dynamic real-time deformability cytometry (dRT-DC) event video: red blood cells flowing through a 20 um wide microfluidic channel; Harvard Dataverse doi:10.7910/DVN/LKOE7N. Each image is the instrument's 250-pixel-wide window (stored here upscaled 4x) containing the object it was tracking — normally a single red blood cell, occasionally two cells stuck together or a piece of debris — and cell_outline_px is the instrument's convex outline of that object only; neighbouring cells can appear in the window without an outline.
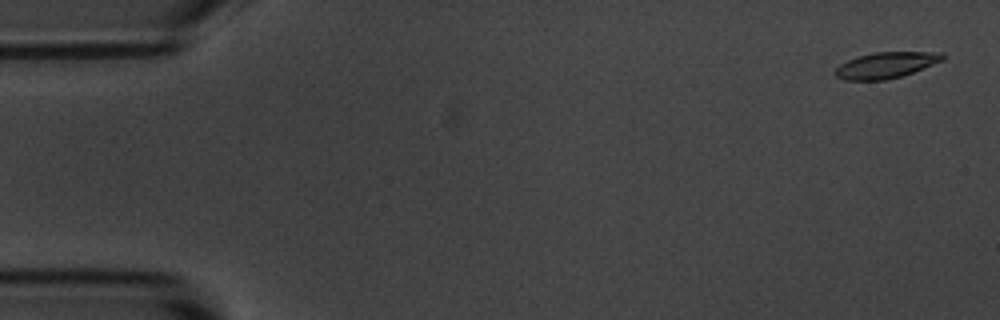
{"species": "common noctule bat (a hibernating species)", "species_latin": "Nyctalus noctula", "temperature_condition": "room temperature", "stored_images_in_passage": 24, "camera_frame_rate_fps": 3000, "um_per_image_px": 0.085, "animal": {"sex": "male", "body_mass_g": 20.1, "forearm_length_mm": 53.5}, "frame": {"image": 1, "passage_image": 2, "time_ms": 0.333, "image_size_px": [1000, 320], "cell_outline_px": [[944, 60], [912, 72], [900, 76], [884, 80], [844, 80], [836, 76], [832, 72], [840, 64], [848, 60], [860, 56], [876, 52], [944, 52]], "centroid_in_image_um": [75.29, 5.54], "position_along_channel_um": 9.7, "area_um2": 16.13}}
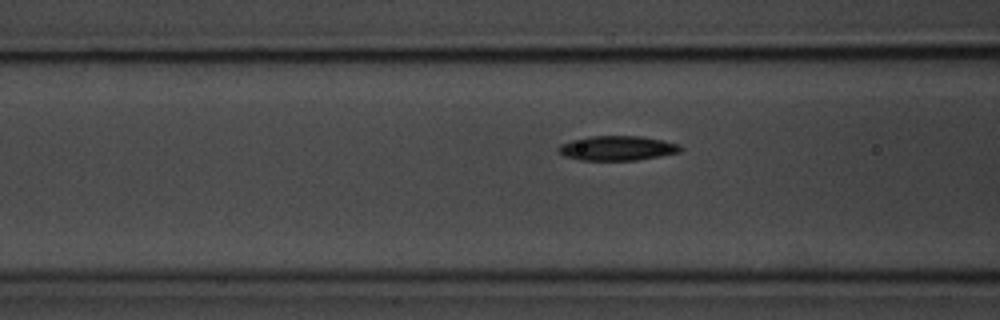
{"frame": {"image": 2, "passage_image": 21, "time_ms": 6.667, "image_size_px": [1000, 320], "cell_outline_px": [[684, 148], [680, 152], [660, 156], [636, 160], [580, 160], [564, 156], [556, 148], [560, 144], [572, 140], [592, 136], [640, 136], [664, 140], [676, 144]], "centroid_in_image_um": [52.46, 12.59], "position_along_channel_um": 114.1, "area_um2": 17.46}}
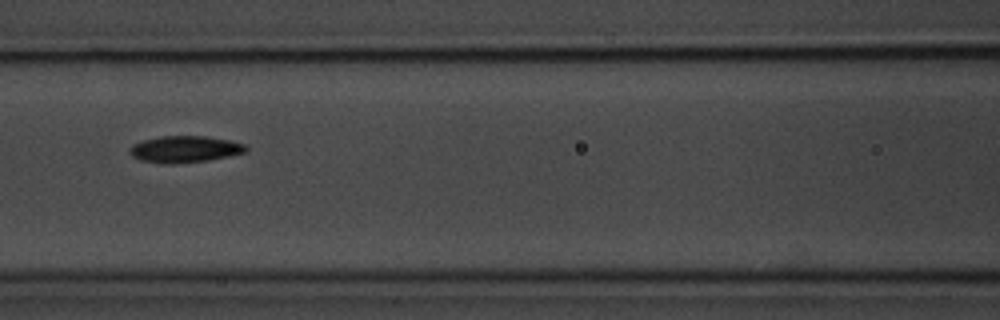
{"frame": {"image": 3, "passage_image": 24, "time_ms": 7.667, "image_size_px": [1000, 320], "cell_outline_px": [[248, 152], [208, 160], [172, 164], [160, 164], [140, 160], [132, 156], [128, 152], [128, 148], [132, 144], [144, 140], [160, 136], [204, 136], [232, 140], [244, 144], [248, 148]], "centroid_in_image_um": [15.69, 12.68], "position_along_channel_um": 150.9, "area_um2": 18.26}}